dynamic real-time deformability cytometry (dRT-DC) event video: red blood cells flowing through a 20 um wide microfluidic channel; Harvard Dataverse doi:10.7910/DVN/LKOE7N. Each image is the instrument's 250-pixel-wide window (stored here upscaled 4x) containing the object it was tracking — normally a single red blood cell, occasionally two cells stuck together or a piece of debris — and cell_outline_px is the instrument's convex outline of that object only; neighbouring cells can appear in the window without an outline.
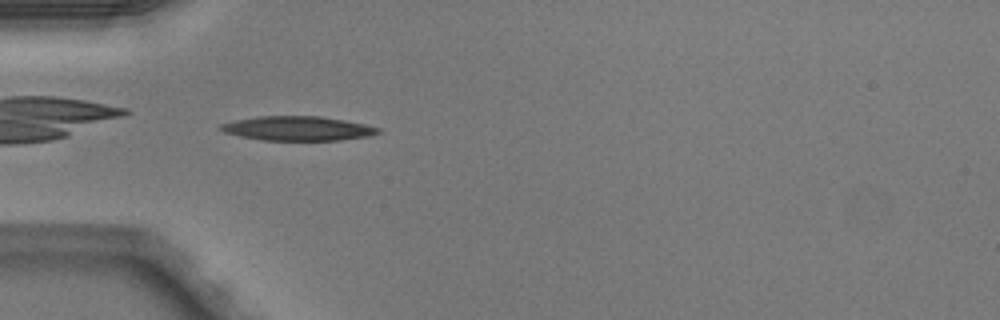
{"species": "Egyptian fruit bat (a non-hibernating species)", "species_latin": "Rousettus aegyptiacus", "temperature_condition": "warm", "stored_images_in_passage": 36, "camera_frame_rate_fps": 3000, "um_per_image_px": 0.085, "animal": {"sex": "male"}, "frame": {"image": 1, "passage_image": 2, "time_ms": 0.333, "image_size_px": [1000, 320], "cell_outline_px": [[380, 132], [368, 136], [340, 140], [264, 140], [240, 136], [224, 132], [220, 128], [220, 124], [236, 120], [260, 116], [320, 116], [344, 120], [364, 124], [380, 128]], "centroid_in_image_um": [25.31, 10.91], "position_along_channel_um": 59.7, "area_um2": 22.08}}
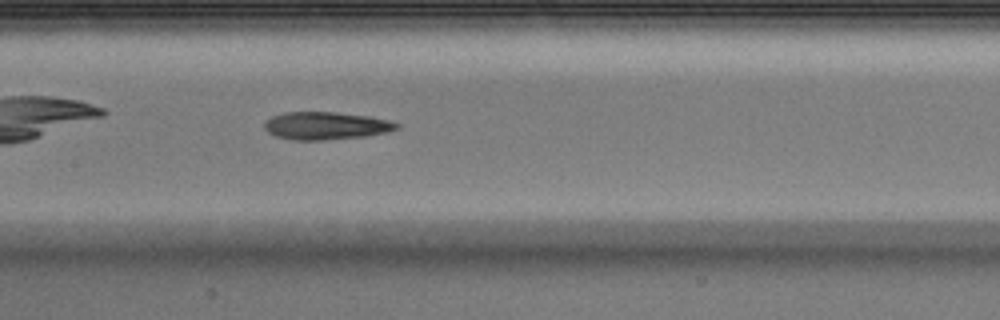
{"frame": {"image": 2, "passage_image": 11, "time_ms": 3.333, "image_size_px": [1000, 320], "cell_outline_px": [[400, 128], [388, 132], [368, 136], [324, 140], [292, 140], [276, 136], [268, 132], [264, 128], [264, 124], [272, 116], [284, 112], [336, 112], [372, 116], [388, 120], [400, 124]], "centroid_in_image_um": [27.75, 10.69], "position_along_channel_um": 179.7, "area_um2": 21.56}}
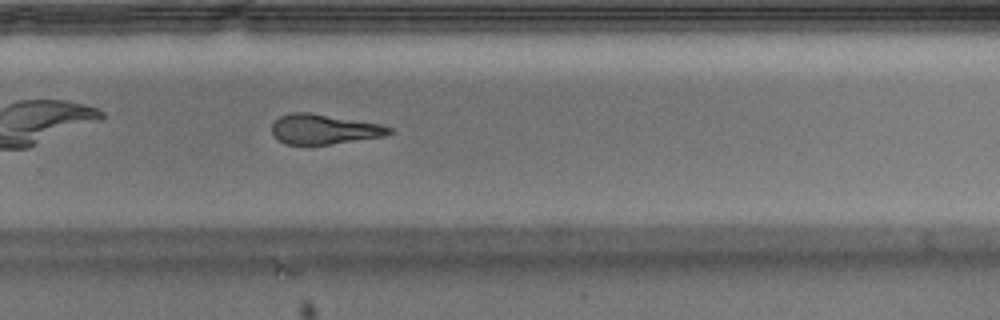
{"frame": {"image": 3, "passage_image": 20, "time_ms": 6.333, "image_size_px": [1000, 320], "cell_outline_px": [[392, 132], [384, 136], [332, 144], [284, 144], [272, 136], [272, 124], [280, 116], [288, 112], [312, 112], [380, 124], [392, 128]], "centroid_in_image_um": [27.5, 10.97], "position_along_channel_um": 302.3, "area_um2": 20.58}, "authors_computed_cell_mechanics": {"area_um2": 21.8773, "velocity_mm_per_s": 4.0998, "shape_relaxation_time_tau1_ms": 7.0715, "shape_relaxation_time_tau2_ms": 9.3605, "deformation_change_tau1": 0.2364, "deformation_change_tau2": 0.2752}}